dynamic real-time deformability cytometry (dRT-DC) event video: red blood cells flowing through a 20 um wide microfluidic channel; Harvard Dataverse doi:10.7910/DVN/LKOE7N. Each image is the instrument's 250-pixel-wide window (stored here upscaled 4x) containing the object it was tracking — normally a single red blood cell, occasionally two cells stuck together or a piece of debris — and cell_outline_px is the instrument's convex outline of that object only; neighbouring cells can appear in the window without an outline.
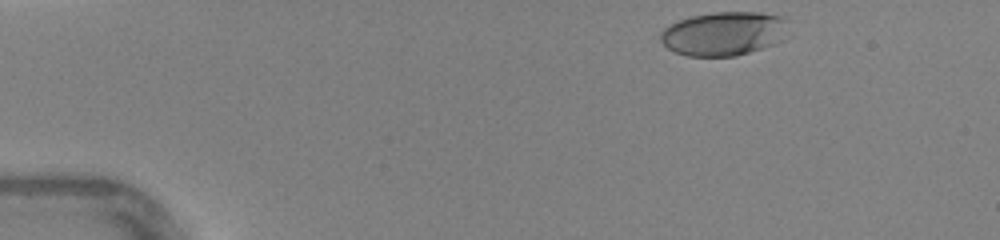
{"species": "human", "species_latin": "Homo sapiens", "temperature_condition": "warm", "stored_images_in_passage": 34, "camera_frame_rate_fps": 3000, "um_per_image_px": 0.085, "donor": {"sex": "female"}, "frame": {"image": 1, "passage_image": 2, "time_ms": 0.333, "image_size_px": [1000, 240], "cell_outline_px": [[788, 20], [780, 40], [772, 44], [736, 56], [688, 56], [676, 52], [668, 48], [660, 40], [660, 32], [668, 24], [692, 16], [716, 12], [760, 12], [784, 16]], "centroid_in_image_um": [61.48, 2.84], "position_along_channel_um": 23.5, "area_um2": 32.43}}
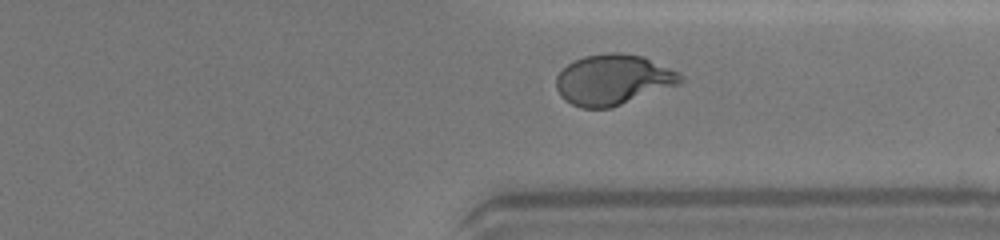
{"frame": {"image": 2, "passage_image": 31, "time_ms": 10.0, "image_size_px": [1000, 240], "cell_outline_px": [[684, 80], [680, 84], [612, 108], [580, 108], [564, 100], [560, 96], [556, 88], [556, 76], [572, 60], [584, 56], [608, 52], [620, 52], [644, 56], [684, 76]], "centroid_in_image_um": [52.09, 6.78], "position_along_channel_um": 359.3, "area_um2": 36.82}}
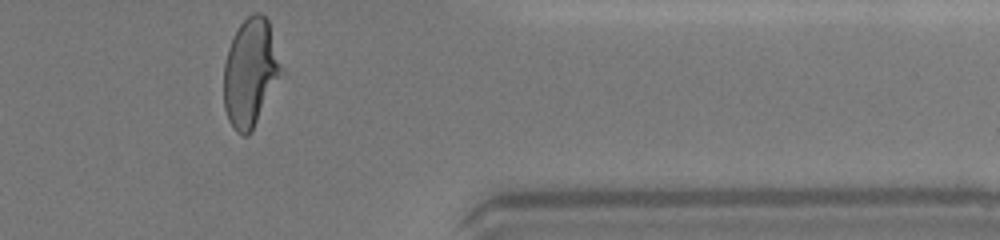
{"frame": {"image": 3, "passage_image": 34, "time_ms": 11.0, "image_size_px": [1000, 240], "cell_outline_px": [[284, 68], [248, 136], [244, 136], [236, 132], [232, 128], [228, 120], [224, 108], [224, 64], [228, 48], [232, 36], [240, 24], [252, 12], [260, 12], [268, 20]], "centroid_in_image_um": [21.26, 6.13], "position_along_channel_um": 390.1, "area_um2": 36.01}, "authors_computed_cell_mechanics": {"area_um2": 35.6915, "velocity_mm_per_s": 4.3906, "shape_relaxation_time_tau1_ms": 3.9148, "shape_relaxation_time_tau2_ms": null, "deformation_change_tau1": 0.2183, "deformation_change_tau2": null}}